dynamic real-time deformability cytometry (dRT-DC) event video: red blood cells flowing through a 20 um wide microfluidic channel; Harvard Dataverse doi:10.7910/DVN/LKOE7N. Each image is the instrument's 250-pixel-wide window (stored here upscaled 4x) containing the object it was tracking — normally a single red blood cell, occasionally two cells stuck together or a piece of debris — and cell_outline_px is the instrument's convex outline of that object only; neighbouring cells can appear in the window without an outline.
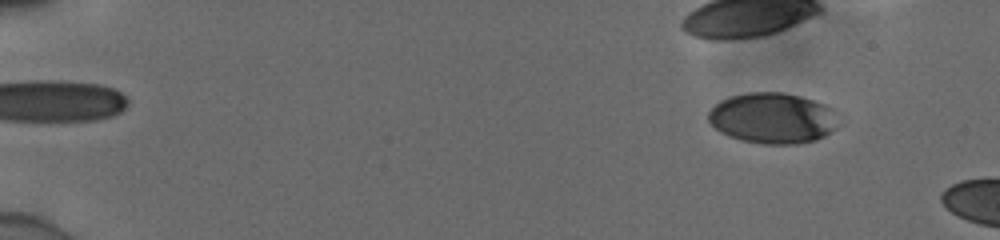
{"species": "human", "species_latin": "Homo sapiens", "temperature_condition": "cold", "stored_images_in_passage": 10, "camera_frame_rate_fps": 3000, "um_per_image_px": 0.085, "donor": {"sex": "male"}, "frame": {"image": 1, "passage_image": 4, "time_ms": 1.0, "image_size_px": [1000, 240], "cell_outline_px": [[836, 128], [824, 136], [816, 140], [796, 144], [760, 144], [740, 140], [728, 136], [720, 132], [708, 120], [708, 112], [720, 100], [732, 96], [748, 92], [784, 92], [800, 96], [824, 104], [832, 108]], "centroid_in_image_um": [65.63, 10.05], "position_along_channel_um": 19.4, "area_um2": 38.32}}